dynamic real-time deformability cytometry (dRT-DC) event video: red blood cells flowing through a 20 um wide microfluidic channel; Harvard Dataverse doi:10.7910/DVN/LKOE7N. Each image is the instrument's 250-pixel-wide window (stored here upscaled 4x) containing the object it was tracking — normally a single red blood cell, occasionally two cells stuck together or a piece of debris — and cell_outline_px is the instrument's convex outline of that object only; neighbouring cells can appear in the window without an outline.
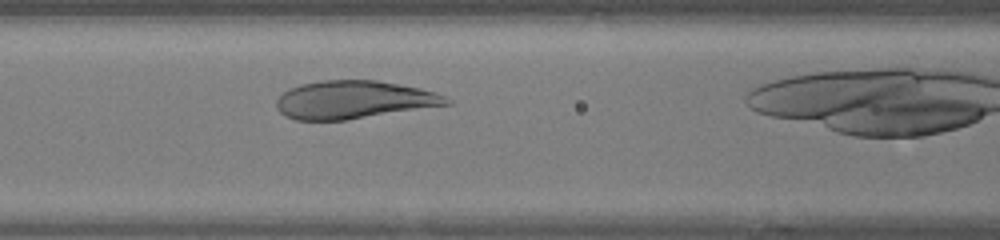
{"species": "human", "species_latin": "Homo sapiens", "temperature_condition": "warm", "stored_images_in_passage": 25, "camera_frame_rate_fps": 3000, "um_per_image_px": 0.085, "donor": {"sex": "female"}, "frame": {"image": 1, "passage_image": 7, "time_ms": 2.0, "image_size_px": [1000, 240], "cell_outline_px": [[452, 104], [344, 120], [296, 120], [284, 116], [276, 108], [276, 100], [288, 88], [300, 84], [320, 80], [376, 80], [420, 88], [444, 96], [452, 100]], "centroid_in_image_um": [30.03, 8.48], "position_along_channel_um": 136.6, "area_um2": 37.57}}
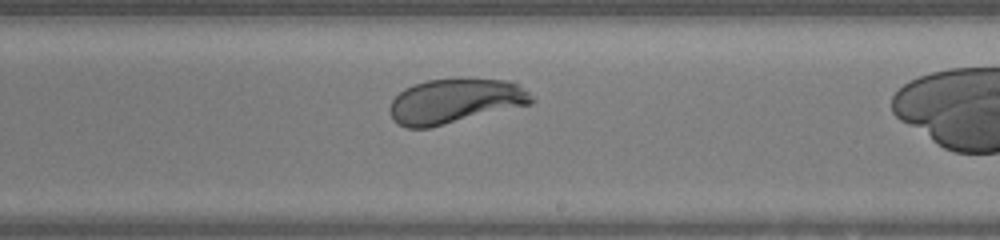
{"frame": {"image": 2, "passage_image": 15, "time_ms": 4.667, "image_size_px": [1000, 240], "cell_outline_px": [[536, 100], [532, 104], [428, 128], [408, 128], [392, 120], [388, 108], [392, 100], [404, 88], [412, 84], [428, 80], [456, 76], [464, 76], [512, 80], [536, 96]], "centroid_in_image_um": [38.73, 8.54], "position_along_channel_um": 250.3, "area_um2": 38.15}}
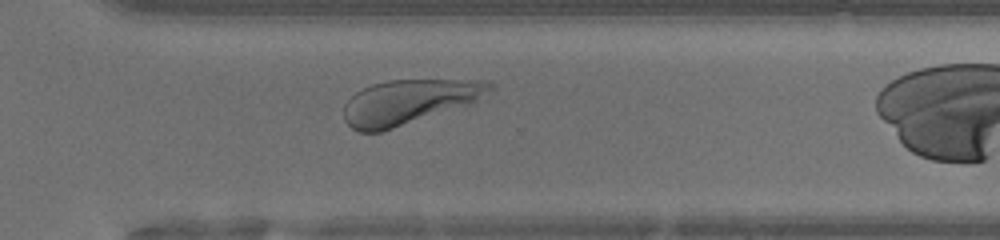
{"frame": {"image": 3, "passage_image": 21, "time_ms": 6.667, "image_size_px": [1000, 240], "cell_outline_px": [[496, 88], [476, 100], [468, 104], [380, 132], [360, 132], [352, 128], [344, 120], [344, 104], [356, 92], [372, 84], [388, 80], [488, 80], [496, 84]], "centroid_in_image_um": [34.76, 8.64], "position_along_channel_um": 335.8, "area_um2": 37.57}}